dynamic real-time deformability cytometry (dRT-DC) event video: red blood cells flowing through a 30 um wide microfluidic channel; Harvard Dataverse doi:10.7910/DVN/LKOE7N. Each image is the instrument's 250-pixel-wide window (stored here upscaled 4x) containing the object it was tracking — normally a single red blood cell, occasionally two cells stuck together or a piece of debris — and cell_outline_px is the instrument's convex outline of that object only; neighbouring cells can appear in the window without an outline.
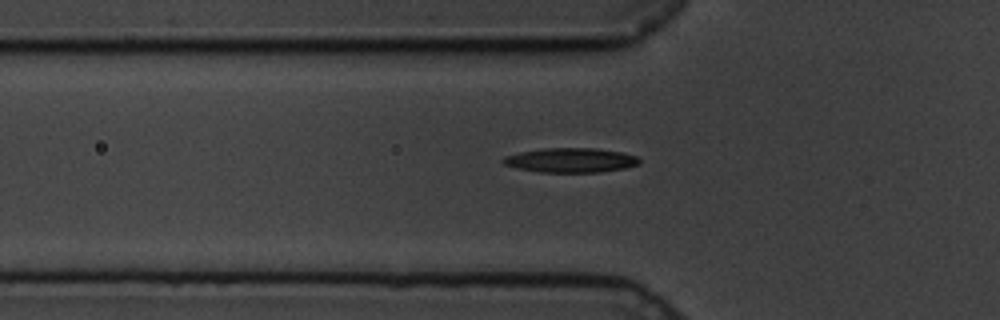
{"species": "common noctule bat (a hibernating species)", "species_latin": "Nyctalus noctula", "temperature_condition": "cold", "stored_images_in_passage": 46, "camera_frame_rate_fps": 3000, "um_per_image_px": 0.085, "animal": {"sex": "male", "body_mass_g": 19.5, "forearm_length_mm": 54.6}, "frame": {"image": 1, "passage_image": 11, "time_ms": 3.333, "image_size_px": [1000, 320], "cell_outline_px": [[640, 164], [624, 168], [600, 172], [540, 172], [520, 168], [504, 164], [500, 160], [504, 156], [520, 152], [540, 148], [596, 148], [624, 152], [636, 156], [640, 160]], "centroid_in_image_um": [48.53, 13.6], "position_along_channel_um": 77.3, "area_um2": 19.48}}
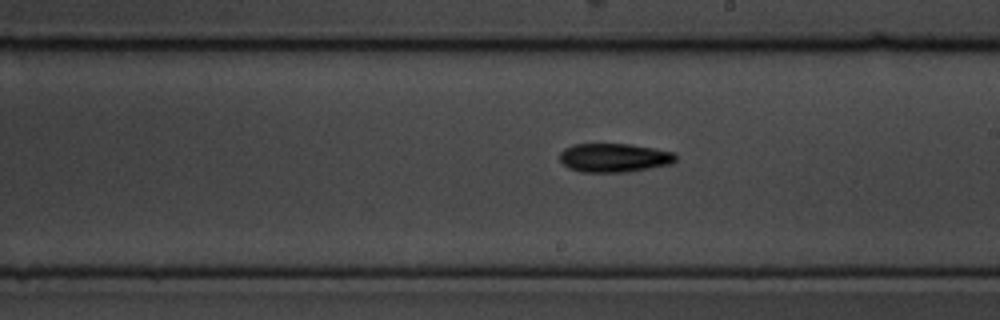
{"frame": {"image": 2, "passage_image": 25, "time_ms": 8.0, "image_size_px": [1000, 320], "cell_outline_px": [[676, 160], [672, 164], [624, 172], [580, 172], [568, 168], [560, 160], [560, 152], [564, 148], [572, 144], [632, 144], [672, 152], [676, 156]], "centroid_in_image_um": [52.17, 13.4], "position_along_channel_um": 236.8, "area_um2": 19.42}}
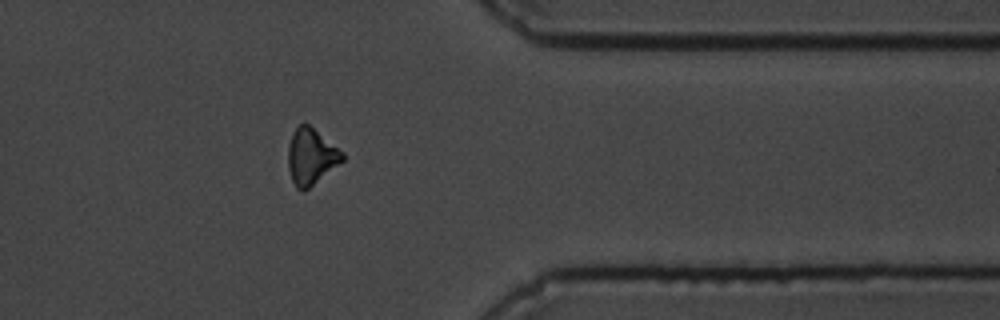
{"frame": {"image": 3, "passage_image": 39, "time_ms": 12.667, "image_size_px": [1000, 320], "cell_outline_px": [[344, 160], [304, 192], [296, 188], [292, 180], [288, 168], [288, 144], [292, 132], [300, 124], [308, 124], [344, 152]], "centroid_in_image_um": [26.43, 13.32], "position_along_channel_um": 385.0, "area_um2": 17.74}, "authors_computed_cell_mechanics": {"area_um2": 18.496, "velocity_mm_per_s": 3.4253, "shape_relaxation_time_tau1_ms": 5.7981, "shape_relaxation_time_tau2_ms": null, "deformation_change_tau1": 0.138, "deformation_change_tau2": null}}